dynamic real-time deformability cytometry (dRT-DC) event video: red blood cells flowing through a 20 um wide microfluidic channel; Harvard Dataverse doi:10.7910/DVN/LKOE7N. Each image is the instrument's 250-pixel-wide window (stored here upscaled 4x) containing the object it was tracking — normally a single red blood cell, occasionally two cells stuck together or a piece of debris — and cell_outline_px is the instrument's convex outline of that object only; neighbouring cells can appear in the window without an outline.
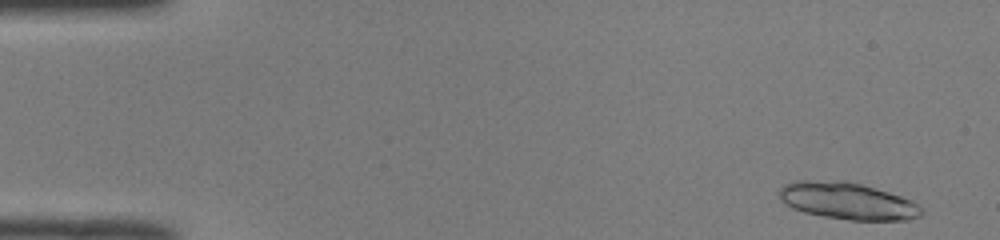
{"species": "common noctule bat (a hibernating species)", "species_latin": "Nyctalus noctula", "temperature_condition": "room temperature", "stored_images_in_passage": 49, "camera_frame_rate_fps": 3000, "um_per_image_px": 0.085, "animal": {"sex": "male", "body_mass_g": 19.0, "forearm_length_mm": 50.8}, "frame": {"image": 1, "passage_image": 2, "time_ms": 0.333, "image_size_px": [1000, 240], "cell_outline_px": [[924, 212], [920, 216], [908, 220], [848, 220], [824, 216], [804, 212], [792, 208], [780, 200], [780, 188], [784, 184], [796, 180], [844, 180], [860, 184], [888, 192], [912, 200]], "centroid_in_image_um": [72.02, 17.08], "position_along_channel_um": 13.0, "area_um2": 30.58}}
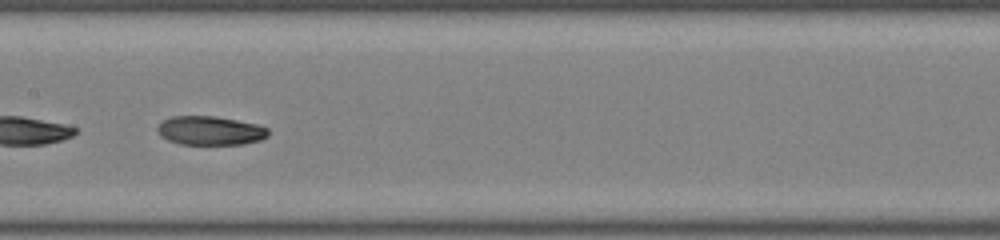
{"frame": {"image": 2, "passage_image": 25, "time_ms": 8.0, "image_size_px": [1000, 240], "cell_outline_px": [[268, 136], [260, 140], [244, 144], [180, 144], [168, 140], [160, 136], [156, 132], [156, 128], [164, 120], [172, 116], [216, 116], [256, 124], [268, 128]], "centroid_in_image_um": [17.85, 11.1], "position_along_channel_um": 189.6, "area_um2": 18.67}}
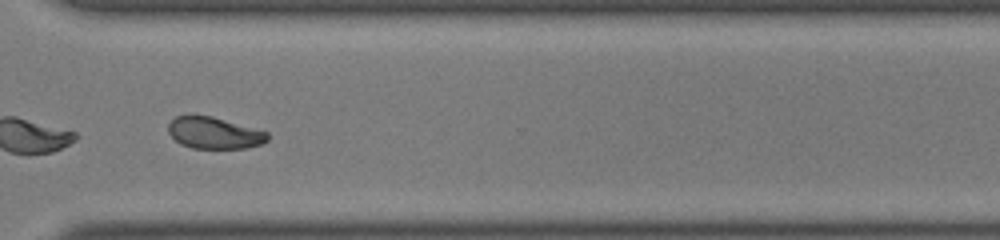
{"frame": {"image": 3, "passage_image": 37, "time_ms": 12.0, "image_size_px": [1000, 240], "cell_outline_px": [[268, 140], [260, 144], [248, 148], [192, 148], [180, 144], [168, 132], [168, 124], [176, 116], [188, 112], [192, 112], [212, 116], [268, 132]], "centroid_in_image_um": [18.15, 11.26], "position_along_channel_um": 352.4, "area_um2": 18.67}, "authors_computed_cell_mechanics": {"area_um2": 19.1896, "velocity_mm_per_s": 4.0623, "shape_relaxation_time_tau1_ms": 8.5297, "shape_relaxation_time_tau2_ms": 2.9246, "deformation_change_tau1": 0.1848, "deformation_change_tau2": 0.0628}}